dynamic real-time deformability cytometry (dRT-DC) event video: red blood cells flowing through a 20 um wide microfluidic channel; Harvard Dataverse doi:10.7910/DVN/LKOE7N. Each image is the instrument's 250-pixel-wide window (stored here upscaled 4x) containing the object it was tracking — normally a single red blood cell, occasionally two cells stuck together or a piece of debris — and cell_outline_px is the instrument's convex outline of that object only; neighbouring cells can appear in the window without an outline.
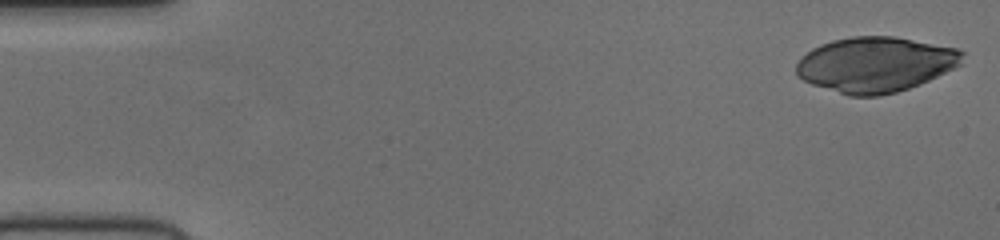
{"species": "human", "species_latin": "Homo sapiens", "temperature_condition": "cold", "stored_images_in_passage": 52, "camera_frame_rate_fps": 3000, "um_per_image_px": 0.085, "donor": {"sex": "female"}, "frame": {"image": 1, "passage_image": 1, "time_ms": 0.0, "image_size_px": [1000, 240], "cell_outline_px": [[964, 52], [960, 64], [920, 84], [896, 92], [880, 96], [848, 96], [812, 84], [796, 76], [796, 64], [800, 56], [812, 48], [820, 44], [832, 40], [852, 36], [896, 36], [956, 48]], "centroid_in_image_um": [74.36, 5.47], "position_along_channel_um": 10.6, "area_um2": 53.47}}
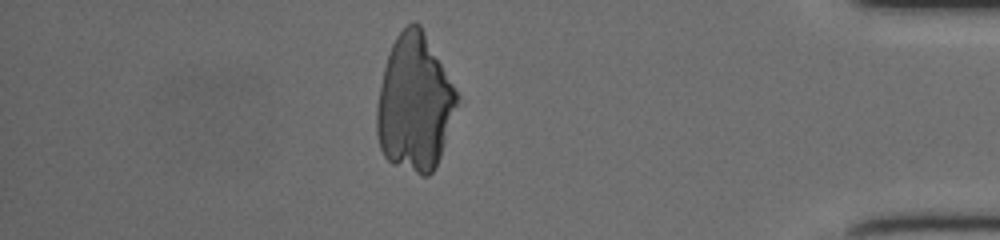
{"frame": {"image": 2, "passage_image": 45, "time_ms": 14.667, "image_size_px": [1000, 240], "cell_outline_px": [[460, 96], [440, 156], [432, 172], [428, 176], [420, 176], [392, 164], [384, 156], [380, 148], [376, 132], [376, 108], [380, 84], [384, 68], [392, 44], [396, 36], [412, 20], [416, 20], [420, 24]], "centroid_in_image_um": [35.23, 8.77], "position_along_channel_um": 400.0, "area_um2": 63.81}}
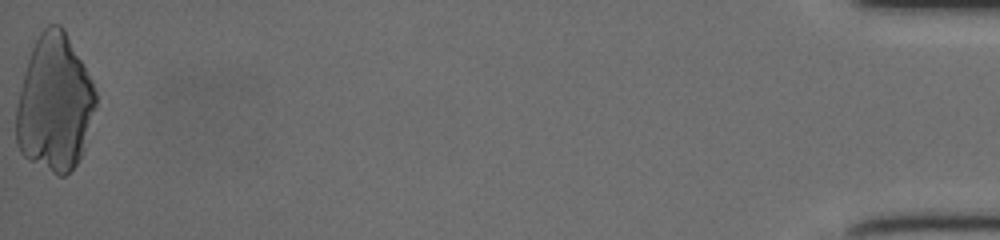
{"frame": {"image": 3, "passage_image": 52, "time_ms": 17.0, "image_size_px": [1000, 240], "cell_outline_px": [[96, 108], [84, 148], [76, 164], [64, 176], [56, 176], [28, 160], [20, 152], [16, 144], [16, 104], [24, 72], [32, 48], [40, 32], [48, 24], [60, 24], [64, 28], [92, 80], [96, 92]], "centroid_in_image_um": [4.63, 8.8], "position_along_channel_um": 430.6, "area_um2": 63.58}}